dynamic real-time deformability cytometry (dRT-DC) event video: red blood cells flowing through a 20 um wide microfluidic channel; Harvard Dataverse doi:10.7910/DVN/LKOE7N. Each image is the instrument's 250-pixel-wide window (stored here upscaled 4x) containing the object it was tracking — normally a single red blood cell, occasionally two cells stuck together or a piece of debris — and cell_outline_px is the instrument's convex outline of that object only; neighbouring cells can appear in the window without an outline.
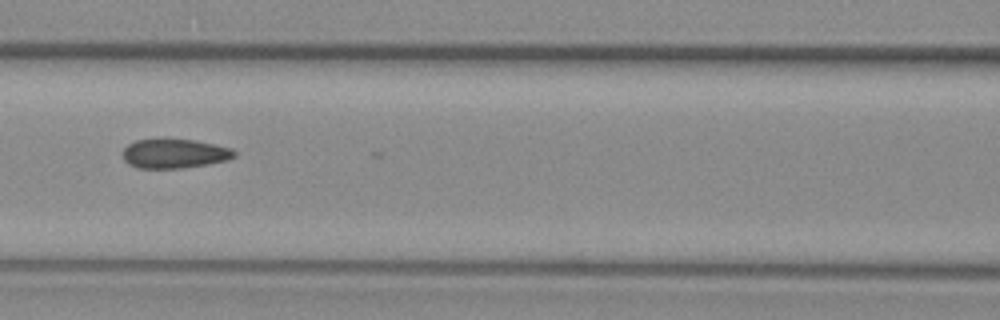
{"species": "common noctule bat (a hibernating species)", "species_latin": "Nyctalus noctula", "temperature_condition": "warm", "stored_images_in_passage": 19, "camera_frame_rate_fps": 3000, "um_per_image_px": 0.085, "animal": {"sex": "female", "body_mass_g": 29.2, "forearm_length_mm": 56.3}, "frame": {"image": 1, "passage_image": 11, "time_ms": 3.333, "image_size_px": [1000, 320], "cell_outline_px": [[236, 156], [228, 160], [180, 168], [136, 168], [128, 164], [124, 160], [120, 152], [128, 144], [136, 140], [196, 140], [232, 148], [236, 152]], "centroid_in_image_um": [14.8, 13.06], "position_along_channel_um": 151.8, "area_um2": 18.96}}